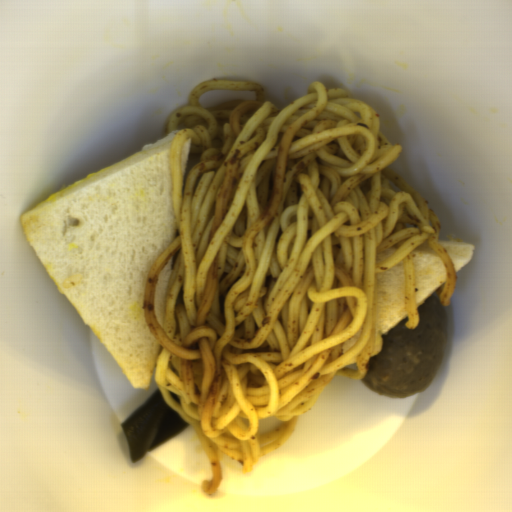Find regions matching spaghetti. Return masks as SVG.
Listing matches in <instances>:
<instances>
[{
  "instance_id": "obj_1",
  "label": "spaghetti",
  "mask_w": 512,
  "mask_h": 512,
  "mask_svg": "<svg viewBox=\"0 0 512 512\" xmlns=\"http://www.w3.org/2000/svg\"><path fill=\"white\" fill-rule=\"evenodd\" d=\"M217 89L258 95L202 108ZM179 125L169 165L176 236L148 268L143 312L161 346L153 380L195 433L212 475L201 491L212 496L222 456L250 473L290 440L334 375L365 377L383 348L376 273L404 259V325L415 329L413 250L427 243L444 262L435 295L445 307L457 271L430 202L391 168L402 145L349 90L315 81L279 106L261 84L207 80L173 109L166 134ZM172 257L162 331L154 288ZM271 416L283 423L259 436Z\"/></svg>"
}]
</instances>
